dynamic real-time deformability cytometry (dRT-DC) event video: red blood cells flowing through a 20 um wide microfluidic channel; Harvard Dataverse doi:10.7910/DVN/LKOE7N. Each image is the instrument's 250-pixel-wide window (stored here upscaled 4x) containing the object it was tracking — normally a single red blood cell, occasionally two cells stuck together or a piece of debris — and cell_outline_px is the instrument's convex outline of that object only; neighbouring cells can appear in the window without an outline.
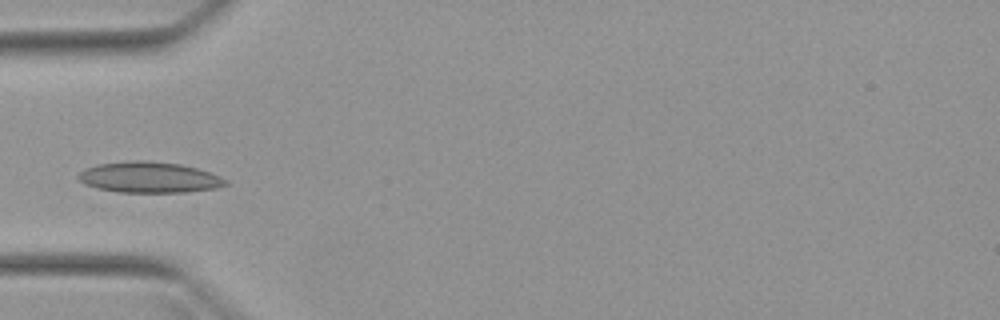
{"species": "Egyptian fruit bat (a non-hibernating species)", "species_latin": "Rousettus aegyptiacus", "temperature_condition": "warm", "stored_images_in_passage": 3, "camera_frame_rate_fps": 3000, "um_per_image_px": 0.085, "animal": {"sex": "female"}, "frame": {"image": 1, "passage_image": 3, "time_ms": 2.333, "image_size_px": [1000, 320], "cell_outline_px": [[228, 184], [216, 188], [188, 192], [120, 192], [96, 188], [84, 184], [76, 176], [84, 168], [100, 164], [136, 160], [144, 160], [180, 164], [196, 168], [220, 176], [228, 180]], "centroid_in_image_um": [12.68, 15.08], "position_along_channel_um": 72.3, "area_um2": 26.41}}